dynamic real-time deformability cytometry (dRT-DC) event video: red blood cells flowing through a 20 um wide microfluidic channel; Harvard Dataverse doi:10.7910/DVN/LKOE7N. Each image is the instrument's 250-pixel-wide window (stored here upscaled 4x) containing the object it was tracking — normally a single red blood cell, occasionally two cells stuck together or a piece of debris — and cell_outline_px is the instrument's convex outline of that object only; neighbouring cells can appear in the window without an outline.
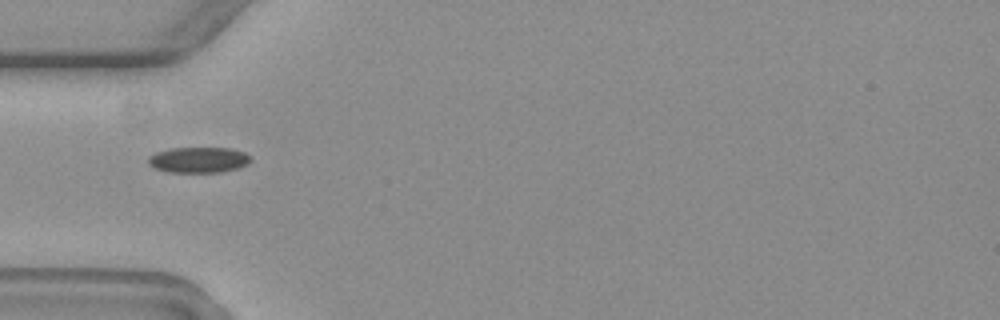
{"species": "common noctule bat (a hibernating species)", "species_latin": "Nyctalus noctula", "temperature_condition": "warm", "stored_images_in_passage": 7, "camera_frame_rate_fps": 3000, "um_per_image_px": 0.085, "animal": {"sex": "female", "body_mass_g": 19.3, "forearm_length_mm": 54.1}, "frame": {"image": 1, "passage_image": 6, "time_ms": 6.0, "image_size_px": [1000, 320], "cell_outline_px": [[252, 160], [248, 164], [236, 168], [220, 172], [168, 172], [156, 168], [148, 164], [148, 156], [156, 152], [172, 148], [232, 148], [244, 152]], "centroid_in_image_um": [16.87, 13.58], "position_along_channel_um": 68.1, "area_um2": 15.26}}